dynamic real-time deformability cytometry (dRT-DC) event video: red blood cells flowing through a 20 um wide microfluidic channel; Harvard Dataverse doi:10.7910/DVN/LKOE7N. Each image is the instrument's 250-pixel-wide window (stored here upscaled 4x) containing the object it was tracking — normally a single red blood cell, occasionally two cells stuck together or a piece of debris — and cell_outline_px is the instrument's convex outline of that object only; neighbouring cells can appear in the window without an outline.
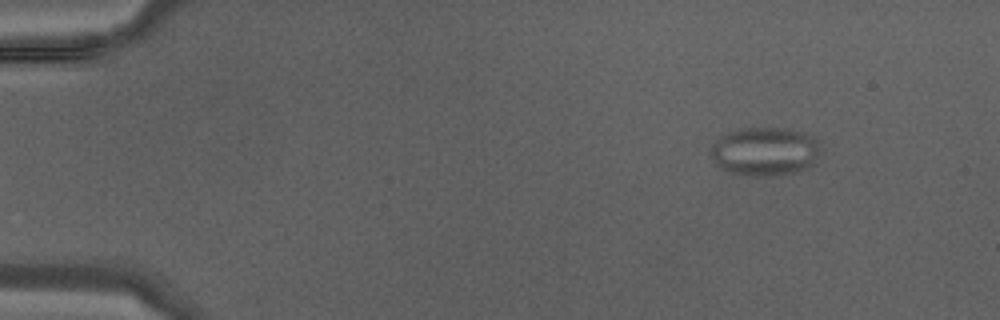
{"species": "Egyptian fruit bat (a non-hibernating species)", "species_latin": "Rousettus aegyptiacus", "temperature_condition": "warm", "stored_images_in_passage": 10, "camera_frame_rate_fps": 3000, "um_per_image_px": 0.085, "animal": {"sex": "male"}, "frame": {"image": 1, "passage_image": 1, "time_ms": 0.0, "image_size_px": [1000, 320], "cell_outline_px": [[820, 152], [816, 164], [808, 168], [792, 172], [768, 176], [744, 176], [720, 168], [708, 152], [708, 148], [720, 136], [728, 132], [744, 128], [788, 128], [816, 136], [820, 144]], "centroid_in_image_um": [65.04, 12.86], "position_along_channel_um": 20.0, "area_um2": 31.67}}